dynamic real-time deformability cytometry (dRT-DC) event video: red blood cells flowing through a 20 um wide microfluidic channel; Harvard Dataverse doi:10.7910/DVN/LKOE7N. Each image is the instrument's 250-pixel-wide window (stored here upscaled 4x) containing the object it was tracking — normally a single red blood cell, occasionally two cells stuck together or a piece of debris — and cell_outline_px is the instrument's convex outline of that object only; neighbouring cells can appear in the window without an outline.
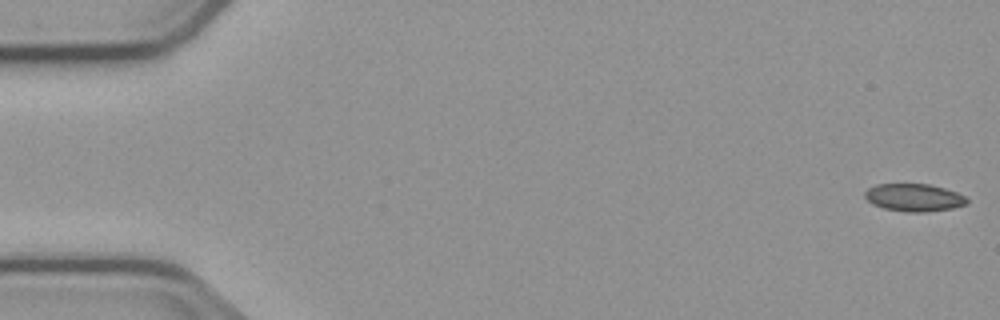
{"species": "common noctule bat (a hibernating species)", "species_latin": "Nyctalus noctula", "temperature_condition": "cold", "stored_images_in_passage": 6, "camera_frame_rate_fps": 3000, "um_per_image_px": 0.085, "animal": {"sex": "male", "body_mass_g": 23.1, "forearm_length_mm": 52.7}, "frame": {"image": 1, "passage_image": 1, "time_ms": 0.0, "image_size_px": [1000, 320], "cell_outline_px": [[968, 204], [952, 208], [928, 212], [908, 212], [884, 208], [872, 204], [864, 196], [864, 192], [868, 188], [876, 184], [928, 184], [944, 188], [956, 192], [964, 196], [968, 200]], "centroid_in_image_um": [77.68, 16.79], "position_along_channel_um": 7.3, "area_um2": 16.42}}